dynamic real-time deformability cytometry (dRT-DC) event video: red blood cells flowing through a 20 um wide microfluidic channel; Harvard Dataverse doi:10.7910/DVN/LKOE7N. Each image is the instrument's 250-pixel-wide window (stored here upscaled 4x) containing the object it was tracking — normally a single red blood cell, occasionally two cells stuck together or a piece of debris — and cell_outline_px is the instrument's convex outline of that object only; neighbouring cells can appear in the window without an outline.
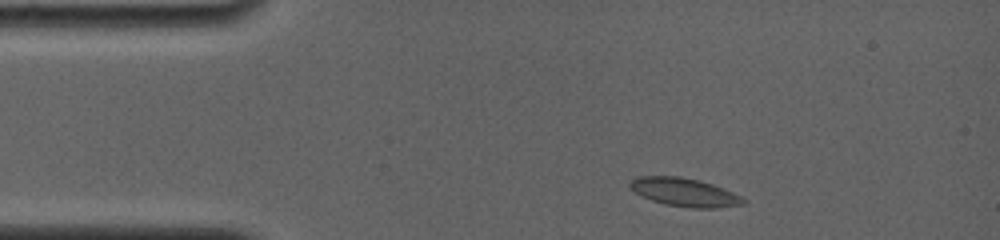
{"species": "common noctule bat (a hibernating species)", "species_latin": "Nyctalus noctula", "temperature_condition": "room temperature", "stored_images_in_passage": 3, "camera_frame_rate_fps": 4000, "um_per_image_px": 0.085, "animal": {"sex": "female", "body_mass_g": 19.0, "forearm_length_mm": 56.7}, "frame": {"image": 1, "passage_image": 1, "time_ms": 0.0, "image_size_px": [1000, 240], "cell_outline_px": [[748, 200], [744, 204], [716, 208], [692, 208], [664, 204], [640, 196], [628, 184], [632, 180], [640, 176], [680, 176], [700, 180], [724, 188]], "centroid_in_image_um": [58.21, 16.34], "position_along_channel_um": 26.8, "area_um2": 18.73}}